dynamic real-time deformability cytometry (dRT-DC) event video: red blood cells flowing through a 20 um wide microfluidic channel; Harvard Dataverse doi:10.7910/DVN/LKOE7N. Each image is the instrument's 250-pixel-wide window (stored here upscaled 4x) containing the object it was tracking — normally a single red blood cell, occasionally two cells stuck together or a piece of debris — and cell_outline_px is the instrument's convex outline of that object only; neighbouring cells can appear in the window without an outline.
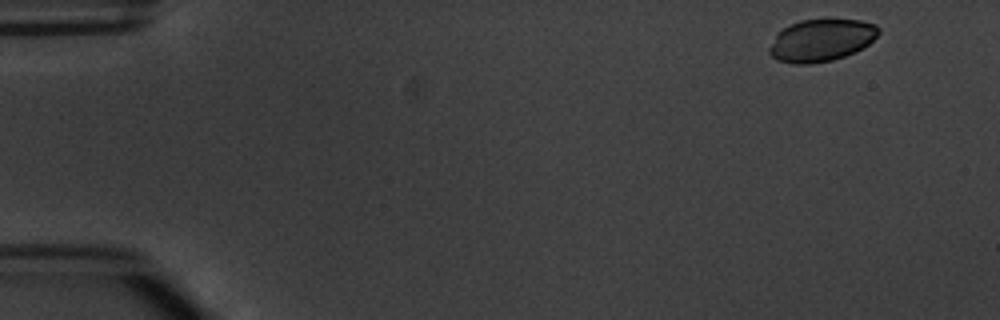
{"species": "common noctule bat (a hibernating species)", "species_latin": "Nyctalus noctula", "temperature_condition": "warm", "stored_images_in_passage": 5, "camera_frame_rate_fps": 3000, "um_per_image_px": 0.085, "animal": {"sex": "male", "body_mass_g": 20.1, "forearm_length_mm": 53.5}, "frame": {"image": 1, "passage_image": 1, "time_ms": 0.0, "image_size_px": [1000, 320], "cell_outline_px": [[880, 32], [868, 44], [844, 56], [832, 60], [812, 64], [796, 64], [776, 60], [768, 52], [768, 48], [776, 32], [800, 20], [860, 20], [876, 24], [880, 28]], "centroid_in_image_um": [69.77, 3.43], "position_along_channel_um": 15.2, "area_um2": 26.76}}